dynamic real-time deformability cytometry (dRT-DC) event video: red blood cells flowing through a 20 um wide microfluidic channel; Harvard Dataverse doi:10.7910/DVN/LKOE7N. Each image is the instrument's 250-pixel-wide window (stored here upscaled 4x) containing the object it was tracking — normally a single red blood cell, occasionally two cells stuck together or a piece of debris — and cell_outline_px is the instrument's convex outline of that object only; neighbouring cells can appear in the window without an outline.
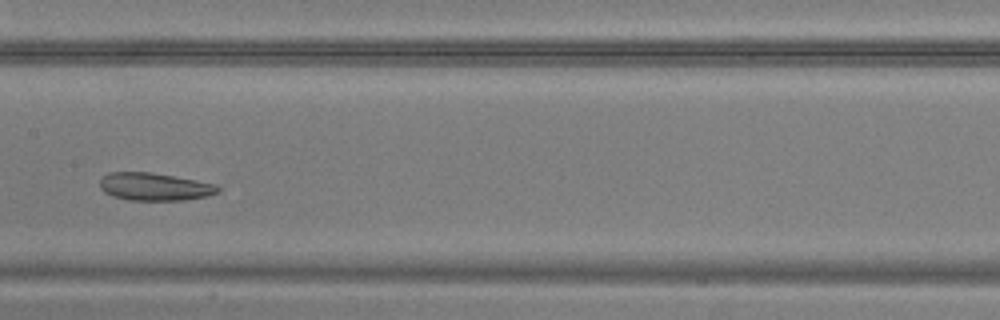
{"species": "common noctule bat (a hibernating species)", "species_latin": "Nyctalus noctula", "temperature_condition": "warm", "stored_images_in_passage": 17, "camera_frame_rate_fps": 3000, "um_per_image_px": 0.085, "animal": {"sex": "male", "body_mass_g": 20.5, "forearm_length_mm": 52.5}, "frame": {"image": 1, "passage_image": 12, "time_ms": 3.667, "image_size_px": [1000, 320], "cell_outline_px": [[220, 192], [204, 196], [184, 200], [128, 200], [112, 196], [104, 192], [100, 188], [100, 180], [108, 172], [152, 172], [196, 180], [216, 184], [220, 188]], "centroid_in_image_um": [13.12, 15.86], "position_along_channel_um": 194.3, "area_um2": 19.07}}
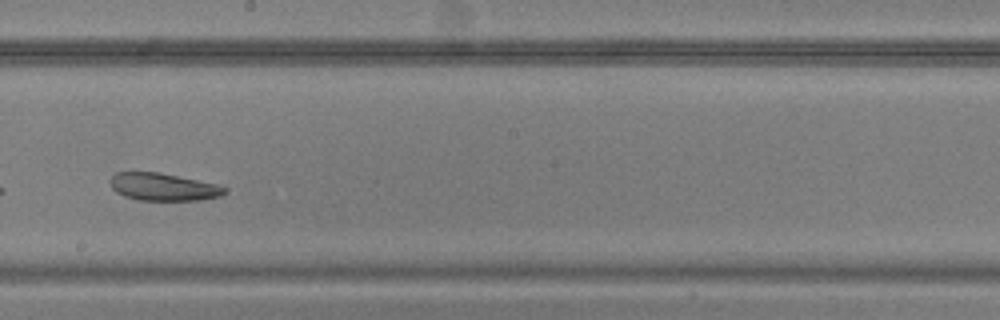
{"frame": {"image": 2, "passage_image": 15, "time_ms": 4.667, "image_size_px": [1000, 320], "cell_outline_px": [[228, 192], [220, 196], [200, 200], [136, 200], [124, 196], [116, 192], [112, 188], [108, 180], [116, 172], [160, 172], [216, 184], [228, 188]], "centroid_in_image_um": [13.87, 15.89], "position_along_channel_um": 234.3, "area_um2": 18.5}}